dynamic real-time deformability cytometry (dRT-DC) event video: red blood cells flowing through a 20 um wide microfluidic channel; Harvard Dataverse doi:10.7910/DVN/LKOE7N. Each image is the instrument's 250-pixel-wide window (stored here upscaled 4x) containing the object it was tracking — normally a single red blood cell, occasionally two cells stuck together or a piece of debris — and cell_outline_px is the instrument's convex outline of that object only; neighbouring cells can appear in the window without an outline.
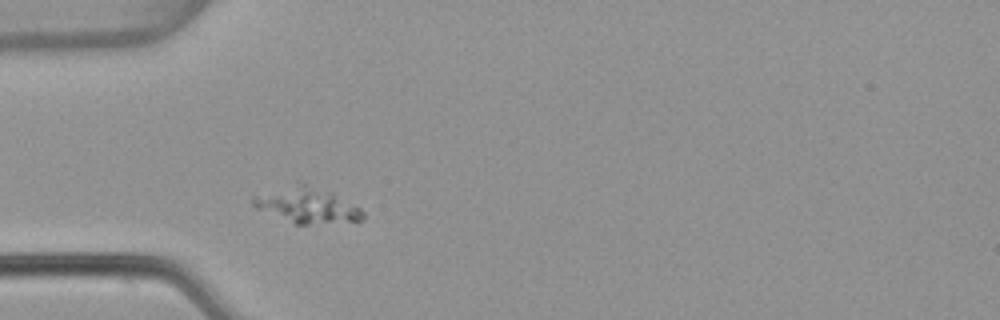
{"species": "common noctule bat (a hibernating species)", "species_latin": "Nyctalus noctula", "temperature_condition": "warm", "stored_images_in_passage": 29, "camera_frame_rate_fps": 3000, "um_per_image_px": 0.085, "animal": {"sex": "female", "body_mass_g": 22.7, "forearm_length_mm": 54.2}, "frame": {"image": 1, "passage_image": 1, "time_ms": 0.0, "image_size_px": [1000, 320], "cell_outline_px": [[364, 220], [308, 224], [296, 224], [256, 208], [252, 204], [252, 196], [300, 184], [304, 184], [332, 192], [360, 208], [364, 212]], "centroid_in_image_um": [26.13, 17.47], "position_along_channel_um": 58.9, "area_um2": 21.85}}
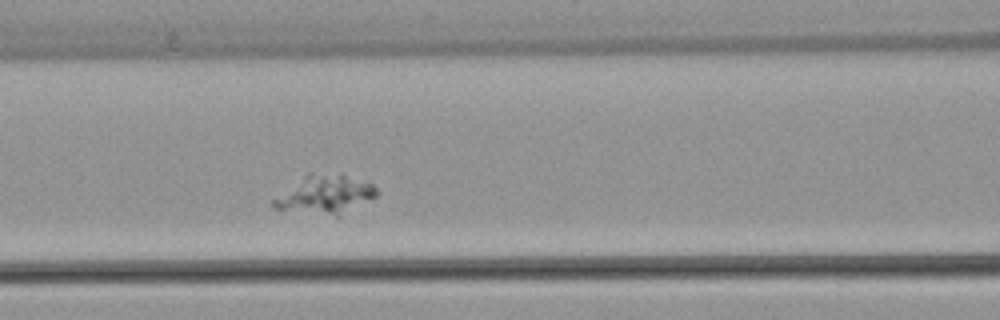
{"frame": {"image": 2, "passage_image": 8, "time_ms": 2.333, "image_size_px": [1000, 320], "cell_outline_px": [[380, 192], [376, 196], [340, 216], [336, 216], [276, 208], [272, 204], [272, 200], [308, 172], [340, 172], [372, 184]], "centroid_in_image_um": [27.68, 16.48], "position_along_channel_um": 138.9, "area_um2": 23.12}}
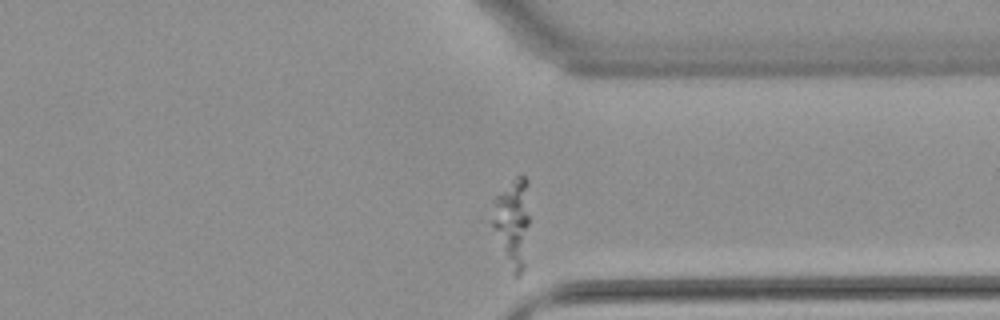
{"frame": {"image": 3, "passage_image": 27, "time_ms": 8.667, "image_size_px": [1000, 320], "cell_outline_px": [[528, 224], [524, 268], [516, 276], [512, 272], [488, 224], [492, 200], [516, 176], [524, 176], [528, 180]], "centroid_in_image_um": [43.48, 18.88], "position_along_channel_um": 367.9, "area_um2": 19.71}}